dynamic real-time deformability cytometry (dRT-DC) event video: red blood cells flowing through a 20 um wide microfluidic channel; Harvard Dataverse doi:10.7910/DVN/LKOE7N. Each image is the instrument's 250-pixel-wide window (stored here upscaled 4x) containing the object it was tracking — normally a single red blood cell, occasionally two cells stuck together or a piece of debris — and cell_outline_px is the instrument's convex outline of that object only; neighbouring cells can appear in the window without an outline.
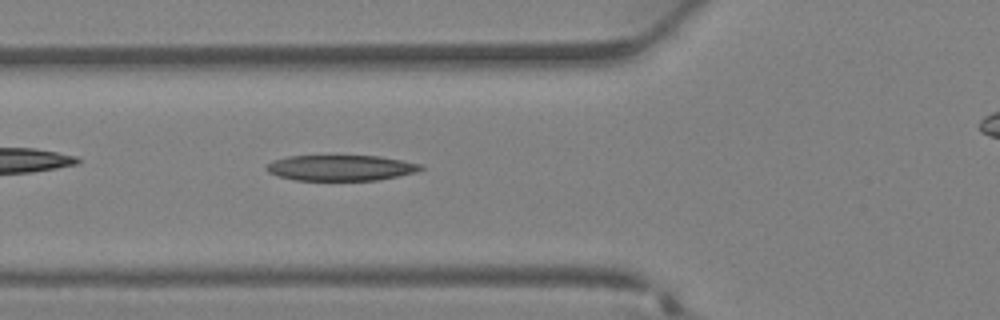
{"species": "Egyptian fruit bat (a non-hibernating species)", "species_latin": "Rousettus aegyptiacus", "temperature_condition": "warm", "stored_images_in_passage": 23, "camera_frame_rate_fps": 3000, "um_per_image_px": 0.085, "animal": {"sex": "female"}, "frame": {"image": 1, "passage_image": 3, "time_ms": 0.667, "image_size_px": [1000, 320], "cell_outline_px": [[424, 168], [416, 172], [376, 180], [296, 180], [276, 176], [268, 172], [264, 168], [272, 160], [288, 156], [380, 156], [404, 160], [424, 164]], "centroid_in_image_um": [28.96, 14.26], "position_along_channel_um": 96.8, "area_um2": 23.18}}
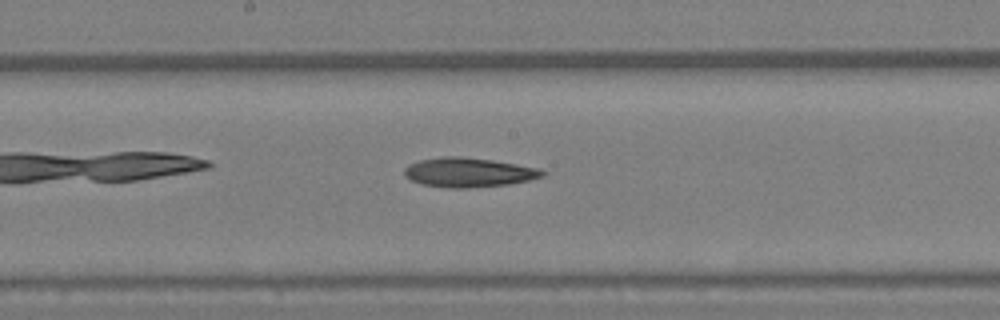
{"frame": {"image": 2, "passage_image": 9, "time_ms": 2.667, "image_size_px": [1000, 320], "cell_outline_px": [[548, 172], [544, 176], [528, 180], [508, 184], [468, 188], [448, 188], [420, 184], [404, 176], [404, 168], [408, 164], [420, 160], [444, 156], [460, 156], [492, 160], [516, 164], [536, 168]], "centroid_in_image_um": [39.8, 14.65], "position_along_channel_um": 208.4, "area_um2": 23.64}}
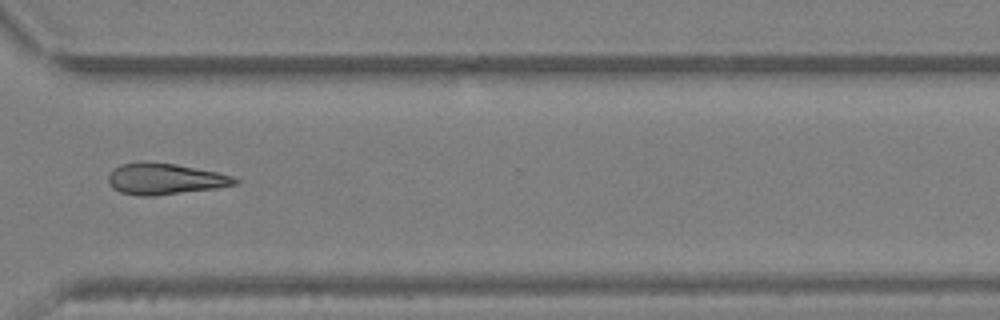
{"frame": {"image": 3, "passage_image": 17, "time_ms": 5.333, "image_size_px": [1000, 320], "cell_outline_px": [[240, 180], [236, 184], [216, 188], [152, 196], [140, 196], [120, 192], [112, 188], [108, 180], [108, 176], [112, 168], [120, 164], [176, 164], [216, 172], [232, 176]], "centroid_in_image_um": [14.01, 15.24], "position_along_channel_um": 356.6, "area_um2": 22.37}}